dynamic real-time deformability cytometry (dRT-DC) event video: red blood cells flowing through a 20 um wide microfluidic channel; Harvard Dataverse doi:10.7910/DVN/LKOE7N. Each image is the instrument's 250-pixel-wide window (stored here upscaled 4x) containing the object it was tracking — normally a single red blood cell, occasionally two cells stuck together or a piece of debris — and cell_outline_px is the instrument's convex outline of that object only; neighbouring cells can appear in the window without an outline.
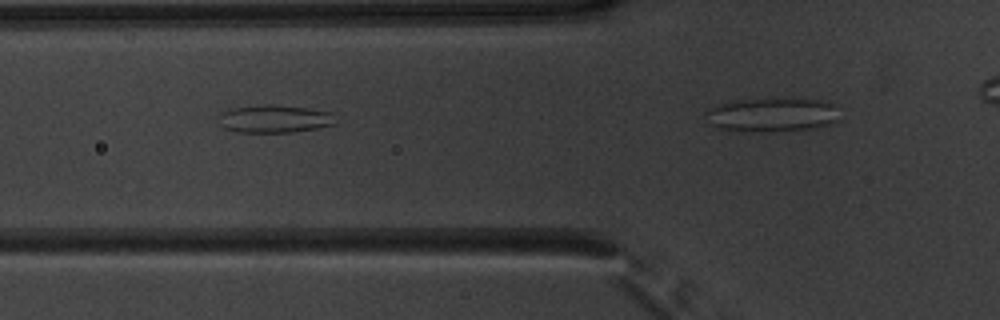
{"species": "common noctule bat (a hibernating species)", "species_latin": "Nyctalus noctula", "temperature_condition": "warm", "stored_images_in_passage": 10, "camera_frame_rate_fps": 3000, "um_per_image_px": 0.085, "animal": {"sex": "male", "body_mass_g": 20.1, "forearm_length_mm": 53.5}, "frame": {"image": 1, "passage_image": 7, "time_ms": 2.0, "image_size_px": [1000, 320], "cell_outline_px": [[336, 124], [316, 128], [292, 132], [236, 132], [224, 128], [220, 124], [216, 116], [220, 112], [232, 108], [264, 104], [272, 104], [304, 108], [332, 112]], "centroid_in_image_um": [23.27, 10.1], "position_along_channel_um": 102.5, "area_um2": 19.02}}